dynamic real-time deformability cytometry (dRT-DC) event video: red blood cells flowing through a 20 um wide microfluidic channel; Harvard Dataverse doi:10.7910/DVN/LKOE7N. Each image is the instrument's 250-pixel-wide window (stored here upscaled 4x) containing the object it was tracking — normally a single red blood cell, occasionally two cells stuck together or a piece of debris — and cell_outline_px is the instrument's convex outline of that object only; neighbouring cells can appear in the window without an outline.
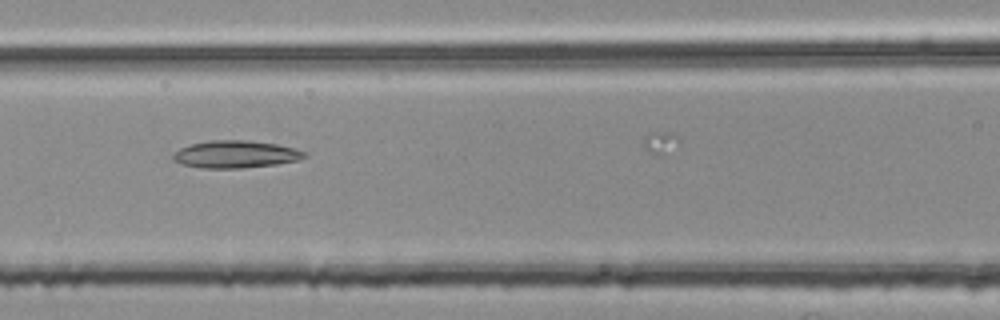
{"species": "common noctule bat (a hibernating species)", "species_latin": "Nyctalus noctula", "temperature_condition": "room temperature", "stored_images_in_passage": 22, "camera_frame_rate_fps": 3000, "um_per_image_px": 0.085, "animal": {"sex": "female", "body_mass_g": 25.1}, "frame": {"image": 1, "passage_image": 15, "time_ms": 4.667, "image_size_px": [1000, 320], "cell_outline_px": [[308, 156], [300, 160], [276, 164], [240, 168], [200, 168], [180, 164], [172, 156], [180, 148], [192, 144], [212, 140], [248, 140], [276, 144], [308, 152]], "centroid_in_image_um": [20.06, 13.12], "position_along_channel_um": 146.5, "area_um2": 20.87}}
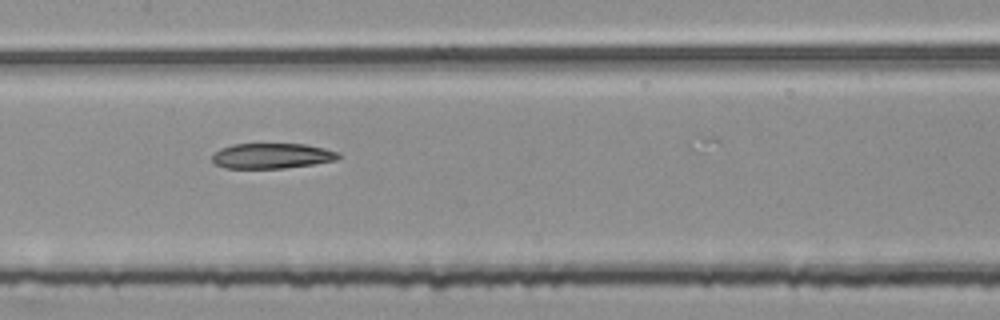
{"frame": {"image": 2, "passage_image": 18, "time_ms": 5.667, "image_size_px": [1000, 320], "cell_outline_px": [[340, 156], [336, 160], [312, 164], [284, 168], [224, 168], [216, 164], [212, 160], [212, 156], [220, 148], [232, 144], [304, 144], [324, 148], [340, 152]], "centroid_in_image_um": [23.11, 13.24], "position_along_channel_um": 184.3, "area_um2": 18.55}}
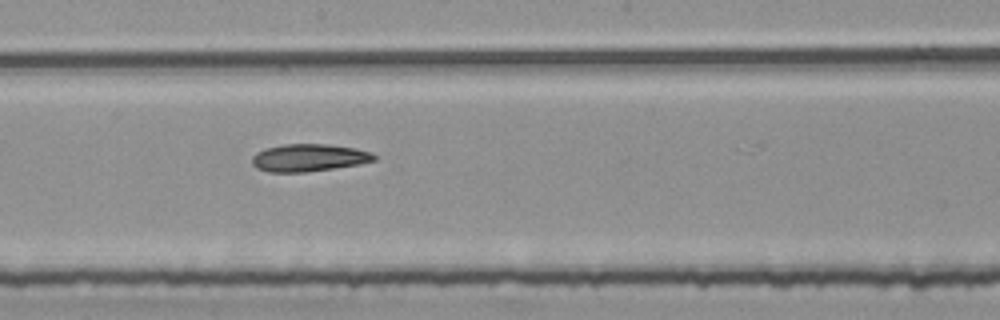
{"frame": {"image": 3, "passage_image": 21, "time_ms": 6.667, "image_size_px": [1000, 320], "cell_outline_px": [[376, 160], [360, 164], [304, 172], [268, 172], [256, 168], [252, 164], [252, 156], [256, 152], [264, 148], [284, 144], [332, 144], [372, 152], [376, 156]], "centroid_in_image_um": [26.22, 13.4], "position_along_channel_um": 222.0, "area_um2": 19.59}}